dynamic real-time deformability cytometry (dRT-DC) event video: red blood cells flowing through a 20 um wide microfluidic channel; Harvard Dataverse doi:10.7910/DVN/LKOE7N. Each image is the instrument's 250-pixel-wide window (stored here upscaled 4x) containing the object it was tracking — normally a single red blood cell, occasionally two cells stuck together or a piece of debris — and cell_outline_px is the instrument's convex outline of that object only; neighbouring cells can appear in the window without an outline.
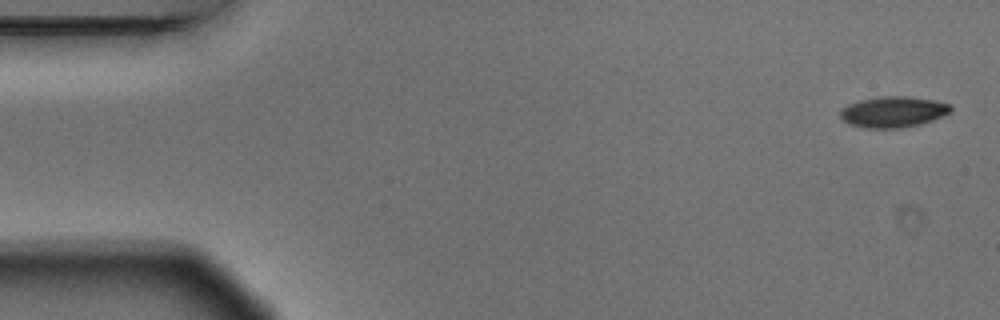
{"species": "Egyptian fruit bat (a non-hibernating species)", "species_latin": "Rousettus aegyptiacus", "temperature_condition": "warm", "stored_images_in_passage": 6, "camera_frame_rate_fps": 3000, "um_per_image_px": 0.085, "animal": {"sex": "male"}, "frame": {"image": 1, "passage_image": 1, "time_ms": 0.0, "image_size_px": [1000, 320], "cell_outline_px": [[952, 112], [932, 120], [920, 124], [900, 128], [864, 128], [848, 124], [840, 116], [840, 108], [848, 104], [860, 100], [880, 96], [912, 96], [932, 100], [948, 104], [952, 108]], "centroid_in_image_um": [75.89, 9.51], "position_along_channel_um": 9.1, "area_um2": 20.0}}
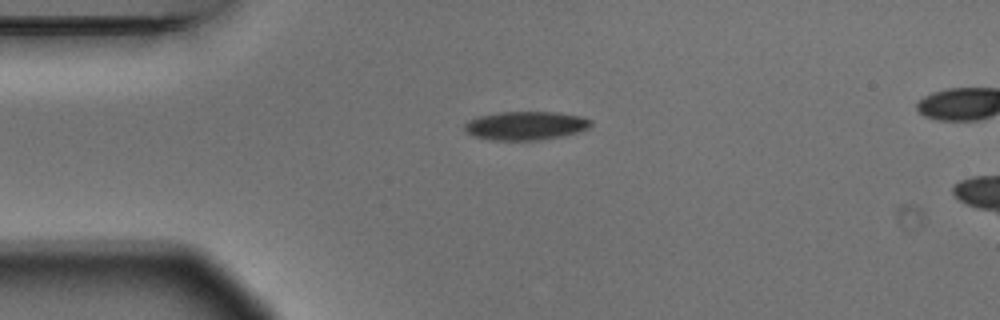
{"frame": {"image": 2, "passage_image": 4, "time_ms": 1.0, "image_size_px": [1000, 320], "cell_outline_px": [[592, 124], [588, 128], [580, 132], [560, 136], [536, 140], [492, 140], [472, 136], [464, 132], [464, 124], [468, 120], [480, 116], [500, 112], [556, 112], [580, 116], [592, 120]], "centroid_in_image_um": [44.66, 10.68], "position_along_channel_um": 40.3, "area_um2": 21.1}}